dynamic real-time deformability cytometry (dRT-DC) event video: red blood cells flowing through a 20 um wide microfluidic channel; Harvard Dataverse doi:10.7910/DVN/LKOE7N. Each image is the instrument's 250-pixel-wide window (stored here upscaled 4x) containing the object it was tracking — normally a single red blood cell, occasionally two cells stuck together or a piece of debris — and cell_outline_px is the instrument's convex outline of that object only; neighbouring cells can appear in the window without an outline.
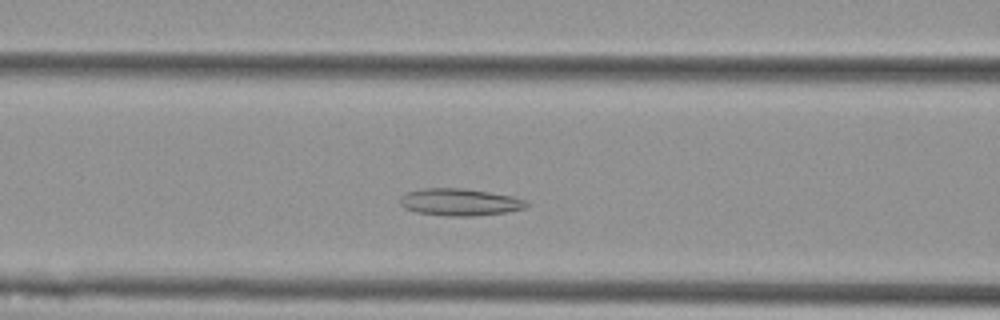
{"species": "Egyptian fruit bat (a non-hibernating species)", "species_latin": "Rousettus aegyptiacus", "temperature_condition": "cold", "stored_images_in_passage": 46, "camera_frame_rate_fps": 3000, "um_per_image_px": 0.085, "animal": {"sex": "female"}, "frame": {"image": 1, "passage_image": 13, "time_ms": 4.0, "image_size_px": [1000, 320], "cell_outline_px": [[528, 204], [524, 208], [508, 212], [472, 216], [444, 216], [416, 212], [404, 208], [400, 204], [400, 196], [404, 192], [424, 188], [464, 188], [512, 196], [524, 200]], "centroid_in_image_um": [39.02, 17.18], "position_along_channel_um": 127.6, "area_um2": 20.06}}
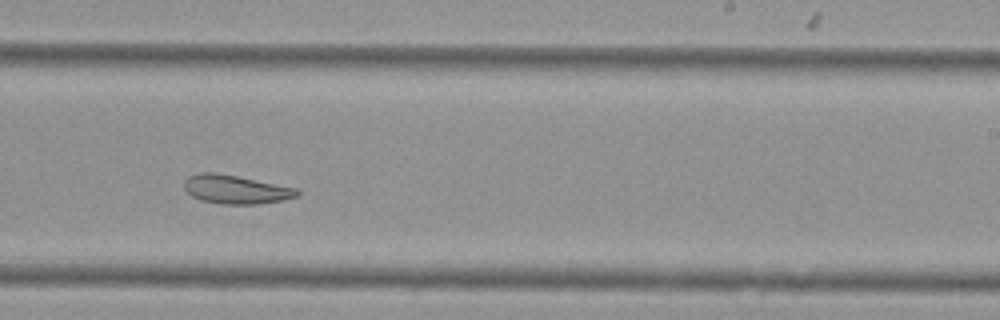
{"frame": {"image": 2, "passage_image": 25, "time_ms": 8.0, "image_size_px": [1000, 320], "cell_outline_px": [[300, 196], [284, 200], [256, 204], [220, 204], [200, 200], [192, 196], [184, 188], [184, 180], [188, 176], [200, 172], [212, 172], [236, 176], [296, 188], [300, 192]], "centroid_in_image_um": [20.03, 16.11], "position_along_channel_um": 269.0, "area_um2": 18.84}}
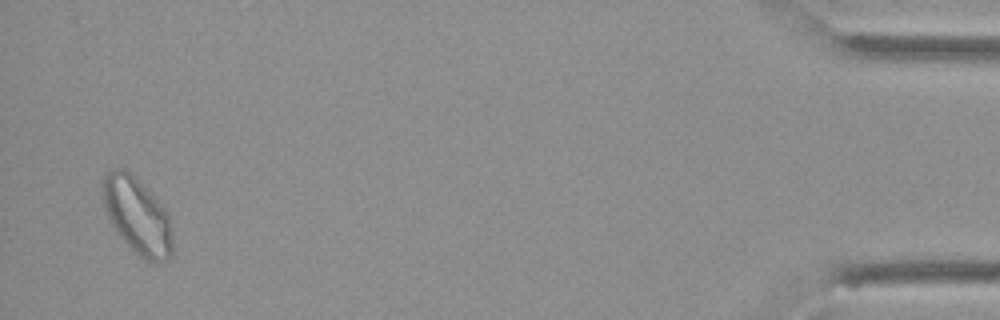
{"frame": {"image": 3, "passage_image": 45, "time_ms": 14.667, "image_size_px": [1000, 320], "cell_outline_px": [[172, 256], [168, 260], [160, 264], [152, 264], [140, 256], [120, 236], [112, 224], [104, 208], [100, 184], [108, 168], [124, 168], [168, 212], [172, 236]], "centroid_in_image_um": [11.65, 18.37], "position_along_channel_um": 423.6, "area_um2": 30.92}, "authors_computed_cell_mechanics": {"area_um2": 21.2415, "velocity_mm_per_s": 3.5525, "shape_relaxation_time_tau1_ms": null, "shape_relaxation_time_tau2_ms": 3.4377, "deformation_change_tau1": null, "deformation_change_tau2": 0.0979}}